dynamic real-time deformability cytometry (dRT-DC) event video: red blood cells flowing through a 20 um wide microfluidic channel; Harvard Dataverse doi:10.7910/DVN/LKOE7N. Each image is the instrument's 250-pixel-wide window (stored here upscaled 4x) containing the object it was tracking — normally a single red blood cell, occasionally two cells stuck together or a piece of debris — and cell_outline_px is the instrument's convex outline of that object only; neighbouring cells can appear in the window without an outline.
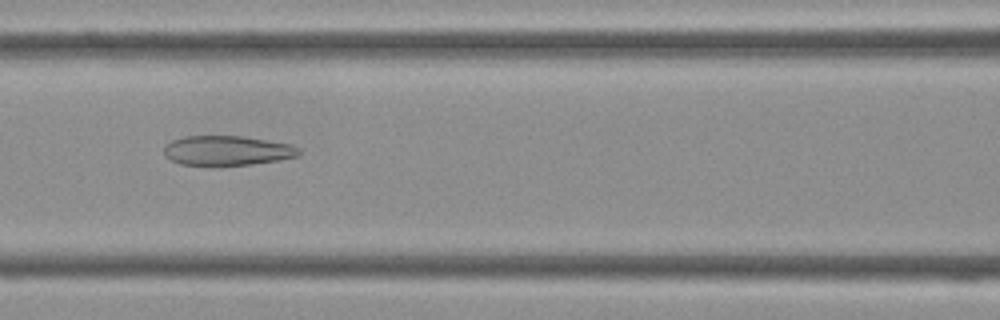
{"species": "Egyptian fruit bat (a non-hibernating species)", "species_latin": "Rousettus aegyptiacus", "temperature_condition": "cold", "stored_images_in_passage": 31, "camera_frame_rate_fps": 3000, "um_per_image_px": 0.085, "frame": {"image": 1, "passage_image": 6, "time_ms": 1.667, "image_size_px": [1000, 320], "cell_outline_px": [[300, 156], [276, 160], [248, 164], [180, 164], [164, 156], [164, 144], [172, 140], [184, 136], [244, 136], [292, 144], [300, 148]], "centroid_in_image_um": [19.31, 12.77], "position_along_channel_um": 147.3, "area_um2": 23.12}}
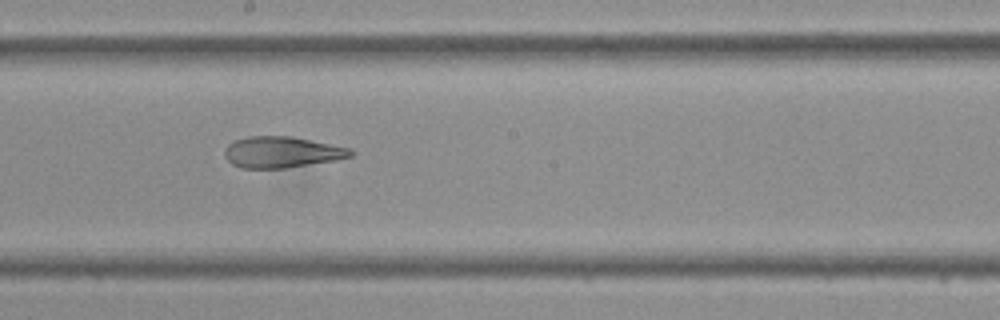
{"frame": {"image": 2, "passage_image": 11, "time_ms": 3.333, "image_size_px": [1000, 320], "cell_outline_px": [[356, 152], [352, 156], [336, 160], [284, 168], [240, 168], [232, 164], [224, 156], [224, 148], [228, 144], [236, 140], [248, 136], [288, 136], [352, 148]], "centroid_in_image_um": [23.95, 12.93], "position_along_channel_um": 224.2, "area_um2": 22.89}}
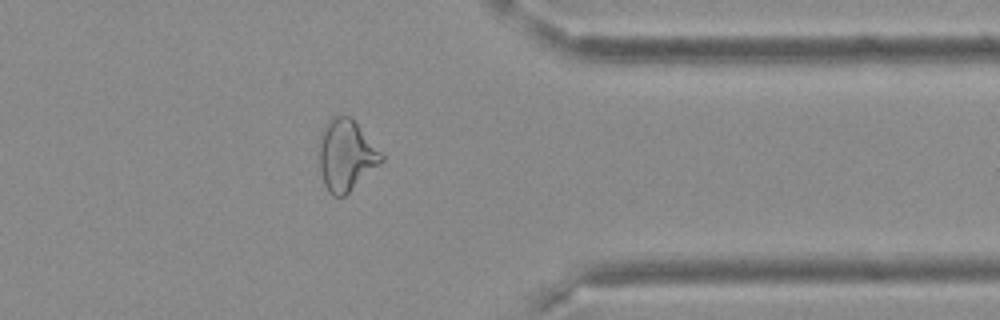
{"frame": {"image": 3, "passage_image": 22, "time_ms": 7.0, "image_size_px": [1000, 320], "cell_outline_px": [[384, 160], [380, 164], [344, 196], [332, 196], [328, 192], [324, 184], [320, 168], [320, 132], [324, 124], [332, 116], [352, 116], [384, 156]], "centroid_in_image_um": [29.41, 13.17], "position_along_channel_um": 382.0, "area_um2": 25.78}}